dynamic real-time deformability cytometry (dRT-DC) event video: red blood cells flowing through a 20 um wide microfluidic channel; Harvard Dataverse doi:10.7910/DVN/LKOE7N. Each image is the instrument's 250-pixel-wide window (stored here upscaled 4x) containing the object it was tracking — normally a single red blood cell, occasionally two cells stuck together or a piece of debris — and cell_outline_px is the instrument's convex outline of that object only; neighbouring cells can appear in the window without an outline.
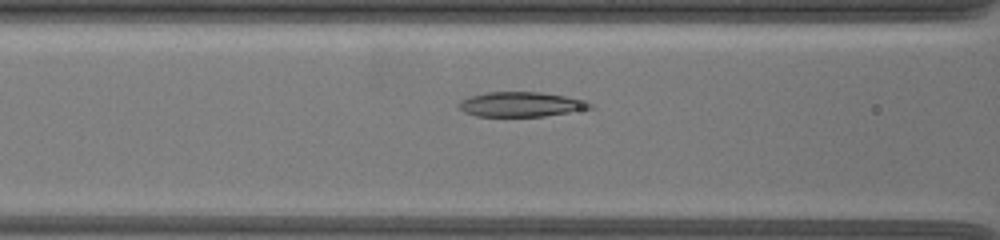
{"species": "common noctule bat (a hibernating species)", "species_latin": "Nyctalus noctula", "temperature_condition": "warm", "stored_images_in_passage": 30, "segment_of_instrument_passage": [1, 2], "camera_frame_rate_fps": 3000, "um_per_image_px": 0.085, "animal": {"sex": "female", "body_mass_g": 19.5, "forearm_length_mm": 54.1}, "frame": {"image": 1, "passage_image": 5, "time_ms": 1.333, "image_size_px": [1000, 240], "cell_outline_px": [[596, 108], [544, 116], [476, 116], [464, 112], [456, 104], [460, 100], [468, 96], [484, 92], [540, 92], [588, 100]], "centroid_in_image_um": [44.29, 8.86], "position_along_channel_um": 122.3, "area_um2": 19.19}}
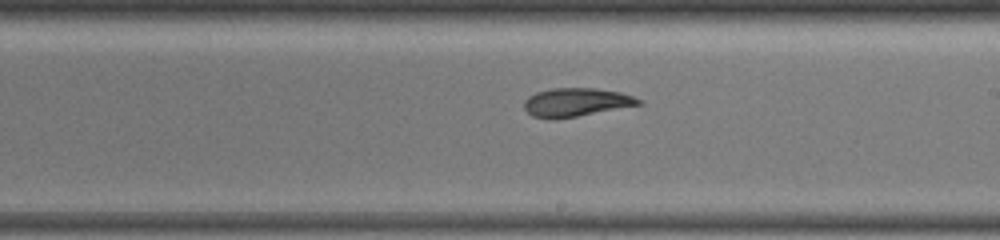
{"frame": {"image": 2, "passage_image": 15, "time_ms": 4.667, "image_size_px": [1000, 240], "cell_outline_px": [[644, 104], [556, 120], [552, 120], [532, 116], [524, 108], [524, 100], [528, 96], [536, 92], [552, 88], [596, 88], [620, 92], [644, 100]], "centroid_in_image_um": [48.98, 8.7], "position_along_channel_um": 240.0, "area_um2": 19.31}}
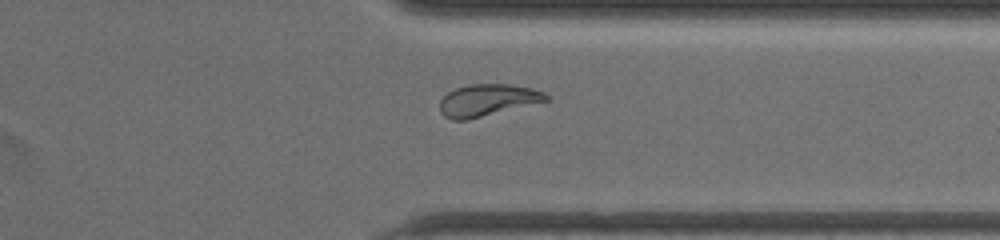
{"frame": {"image": 3, "passage_image": 26, "time_ms": 8.333, "image_size_px": [1000, 240], "cell_outline_px": [[548, 100], [468, 120], [452, 120], [444, 116], [440, 112], [440, 100], [448, 92], [456, 88], [468, 84], [508, 84], [532, 88], [544, 92], [548, 96]], "centroid_in_image_um": [41.4, 8.51], "position_along_channel_um": 370.0, "area_um2": 19.65}}